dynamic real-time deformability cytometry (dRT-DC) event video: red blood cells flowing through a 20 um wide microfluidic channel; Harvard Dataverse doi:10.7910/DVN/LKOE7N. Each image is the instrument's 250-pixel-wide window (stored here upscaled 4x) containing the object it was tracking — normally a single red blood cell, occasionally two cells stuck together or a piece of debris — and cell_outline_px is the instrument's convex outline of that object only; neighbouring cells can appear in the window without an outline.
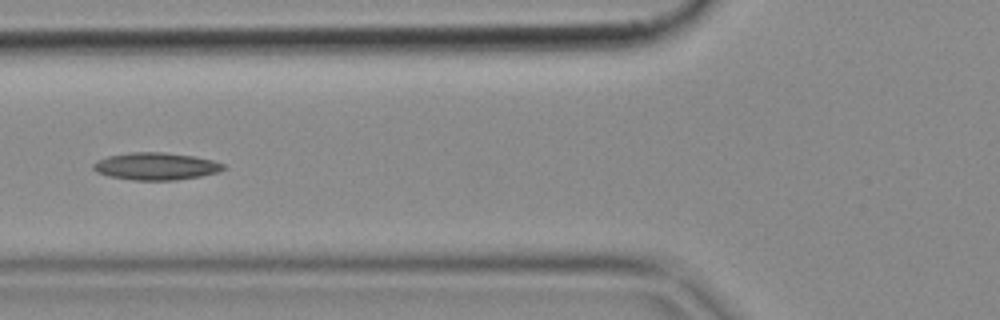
{"species": "common noctule bat (a hibernating species)", "species_latin": "Nyctalus noctula", "temperature_condition": "cold", "stored_images_in_passage": 5, "camera_frame_rate_fps": 3000, "um_per_image_px": 0.085, "animal": {"sex": "female", "body_mass_g": 18.4}, "frame": {"image": 1, "passage_image": 5, "time_ms": 1.333, "image_size_px": [1000, 320], "cell_outline_px": [[224, 168], [220, 172], [200, 176], [176, 180], [132, 180], [108, 176], [96, 172], [92, 168], [92, 164], [96, 160], [108, 156], [128, 152], [164, 152], [196, 156], [212, 160], [224, 164]], "centroid_in_image_um": [13.22, 14.13], "position_along_channel_um": 112.6, "area_um2": 20.92}}